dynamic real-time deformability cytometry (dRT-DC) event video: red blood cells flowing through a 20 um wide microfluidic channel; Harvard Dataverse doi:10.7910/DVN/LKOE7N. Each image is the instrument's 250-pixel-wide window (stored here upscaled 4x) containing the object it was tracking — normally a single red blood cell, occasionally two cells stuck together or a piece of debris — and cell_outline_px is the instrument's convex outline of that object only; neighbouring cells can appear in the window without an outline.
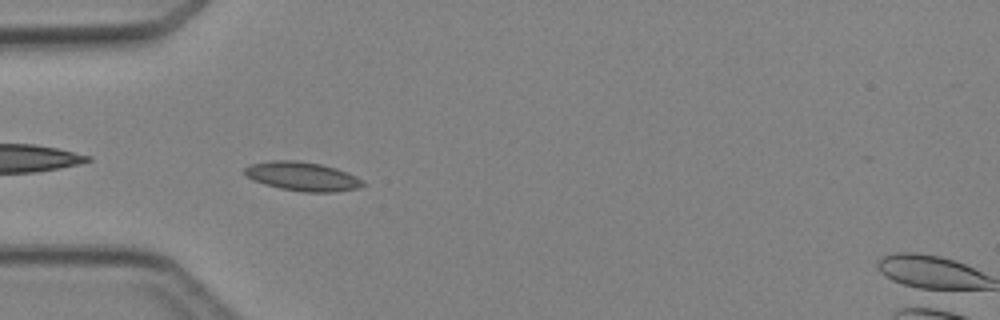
{"species": "Egyptian fruit bat (a non-hibernating species)", "species_latin": "Rousettus aegyptiacus", "temperature_condition": "cold", "stored_images_in_passage": 4, "camera_frame_rate_fps": 3000, "um_per_image_px": 0.085, "animal": {"sex": "female"}, "frame": {"image": 1, "passage_image": 4, "time_ms": 3.667, "image_size_px": [1000, 320], "cell_outline_px": [[364, 184], [356, 188], [336, 192], [304, 192], [280, 188], [264, 184], [252, 180], [244, 176], [244, 168], [252, 164], [272, 160], [296, 160], [320, 164], [336, 168], [348, 172], [364, 180]], "centroid_in_image_um": [25.68, 14.99], "position_along_channel_um": 59.3, "area_um2": 20.0}}